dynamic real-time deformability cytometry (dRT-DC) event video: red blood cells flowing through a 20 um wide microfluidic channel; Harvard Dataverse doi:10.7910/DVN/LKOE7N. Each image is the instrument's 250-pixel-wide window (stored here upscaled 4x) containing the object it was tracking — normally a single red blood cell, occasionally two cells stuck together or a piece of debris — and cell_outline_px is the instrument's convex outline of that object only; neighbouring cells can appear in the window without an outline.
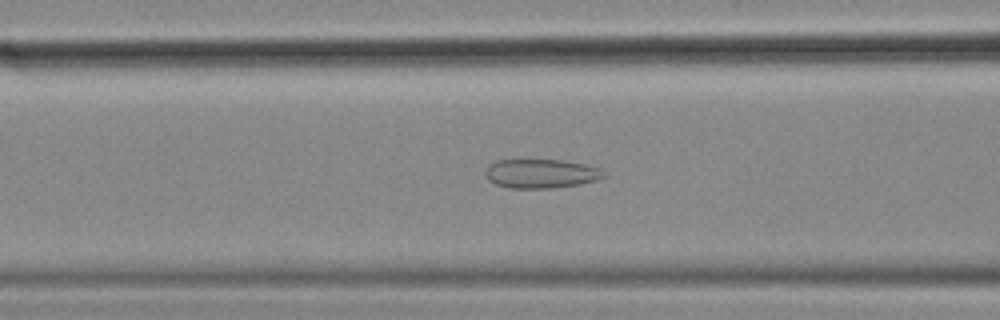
{"species": "common noctule bat (a hibernating species)", "species_latin": "Nyctalus noctula", "temperature_condition": "cold", "stored_images_in_passage": 56, "camera_frame_rate_fps": 3000, "um_per_image_px": 0.085, "animal": {"sex": "female", "body_mass_g": 18.4}, "frame": {"image": 1, "passage_image": 22, "time_ms": 7.0, "image_size_px": [1000, 320], "cell_outline_px": [[604, 176], [596, 180], [580, 184], [552, 188], [508, 188], [496, 184], [488, 180], [484, 172], [488, 164], [496, 160], [564, 160], [584, 164], [600, 168]], "centroid_in_image_um": [45.93, 14.75], "position_along_channel_um": 120.7, "area_um2": 20.06}}
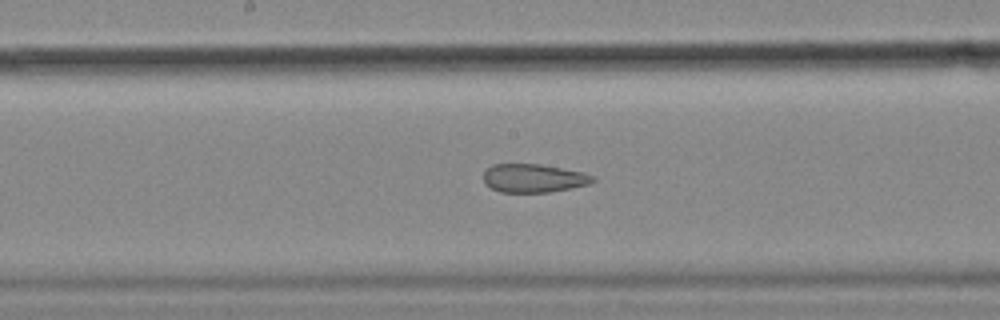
{"frame": {"image": 2, "passage_image": 29, "time_ms": 9.333, "image_size_px": [1000, 320], "cell_outline_px": [[596, 180], [588, 184], [548, 192], [500, 192], [484, 184], [484, 172], [492, 164], [540, 164], [584, 172], [596, 176]], "centroid_in_image_um": [45.36, 15.14], "position_along_channel_um": 202.8, "area_um2": 18.09}}
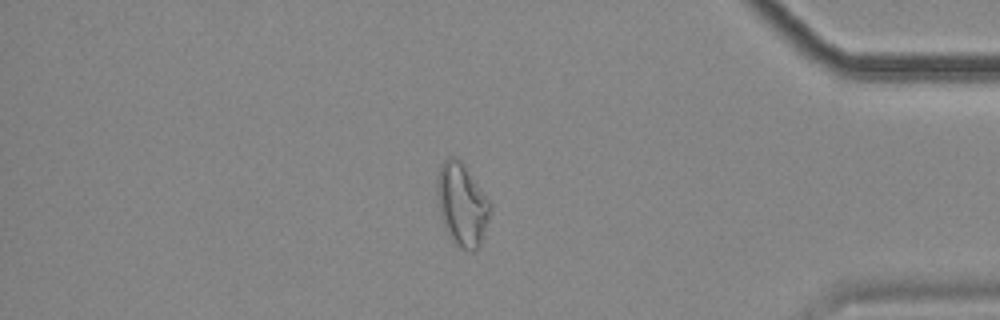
{"frame": {"image": 3, "passage_image": 48, "time_ms": 15.667, "image_size_px": [1000, 320], "cell_outline_px": [[492, 208], [480, 244], [472, 252], [456, 248], [448, 236], [444, 228], [440, 216], [436, 192], [436, 180], [440, 164], [448, 156], [456, 156], [460, 160], [492, 204]], "centroid_in_image_um": [39.23, 17.41], "position_along_channel_um": 396.0, "area_um2": 25.95}, "authors_computed_cell_mechanics": {"area_um2": 24.6806, "velocity_mm_per_s": 3.5352, "shape_relaxation_time_tau1_ms": null, "shape_relaxation_time_tau2_ms": 2.6197, "deformation_change_tau1": null, "deformation_change_tau2": 0.0998}}